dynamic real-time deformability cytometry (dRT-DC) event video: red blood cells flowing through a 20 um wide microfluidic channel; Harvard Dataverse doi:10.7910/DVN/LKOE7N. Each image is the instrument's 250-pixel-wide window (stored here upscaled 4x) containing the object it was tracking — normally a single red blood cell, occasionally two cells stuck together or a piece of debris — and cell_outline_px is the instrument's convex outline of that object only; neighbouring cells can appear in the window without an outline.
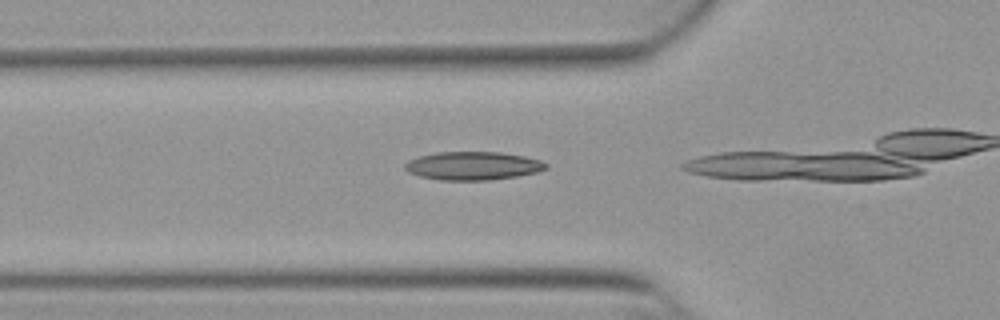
{"species": "Egyptian fruit bat (a non-hibernating species)", "species_latin": "Rousettus aegyptiacus", "temperature_condition": "warm", "stored_images_in_passage": 15, "camera_frame_rate_fps": 3000, "um_per_image_px": 0.085, "animal": {"sex": "female"}, "frame": {"image": 1, "passage_image": 13, "time_ms": 4.0, "image_size_px": [1000, 320], "cell_outline_px": [[548, 168], [536, 172], [516, 176], [488, 180], [440, 180], [420, 176], [408, 172], [404, 168], [404, 164], [408, 160], [420, 156], [436, 152], [500, 152], [524, 156], [540, 160], [548, 164]], "centroid_in_image_um": [40.18, 14.09], "position_along_channel_um": 85.6, "area_um2": 23.24}}